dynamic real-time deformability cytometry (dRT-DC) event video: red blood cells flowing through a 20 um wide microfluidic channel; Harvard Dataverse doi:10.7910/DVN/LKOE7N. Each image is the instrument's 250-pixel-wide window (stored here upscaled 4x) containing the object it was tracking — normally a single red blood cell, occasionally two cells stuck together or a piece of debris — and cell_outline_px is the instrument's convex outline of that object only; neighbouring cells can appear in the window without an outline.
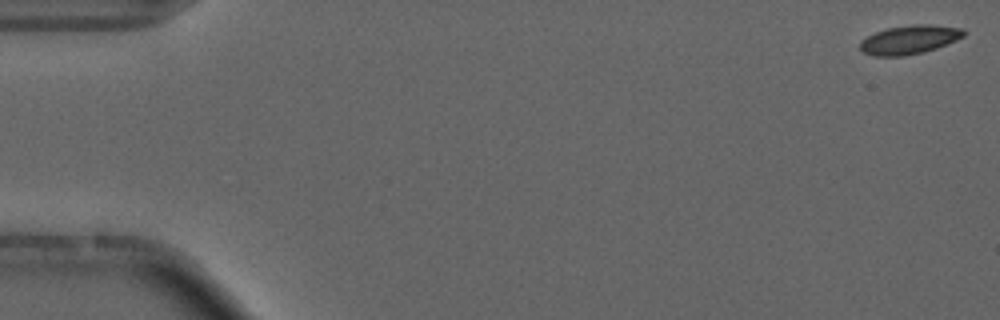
{"species": "common noctule bat (a hibernating species)", "species_latin": "Nyctalus noctula", "temperature_condition": "cold", "stored_images_in_passage": 55, "camera_frame_rate_fps": 3000, "um_per_image_px": 0.085, "animal": {"sex": "male", "forearm_length_mm": 52.5}, "frame": {"image": 1, "passage_image": 1, "time_ms": 0.0, "image_size_px": [1000, 320], "cell_outline_px": [[964, 36], [956, 40], [936, 48], [924, 52], [904, 56], [876, 56], [864, 52], [860, 48], [860, 40], [876, 32], [888, 28], [912, 24], [928, 24], [964, 28]], "centroid_in_image_um": [77.31, 3.37], "position_along_channel_um": 7.7, "area_um2": 17.34}}
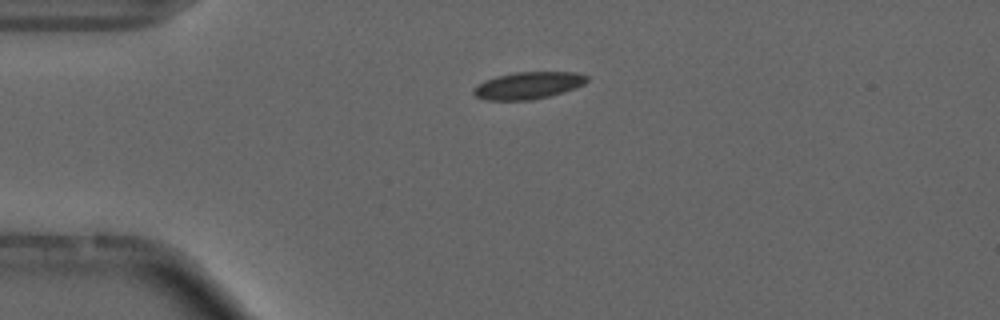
{"frame": {"image": 2, "passage_image": 13, "time_ms": 4.0, "image_size_px": [1000, 320], "cell_outline_px": [[588, 80], [584, 84], [564, 92], [532, 100], [484, 100], [476, 96], [472, 92], [472, 88], [484, 80], [496, 76], [516, 72], [576, 72], [588, 76]], "centroid_in_image_um": [44.87, 7.26], "position_along_channel_um": 40.1, "area_um2": 17.98}, "authors_computed_cell_mechanics": {"area_um2": 17.34, "velocity_mm_per_s": 3.6919, "shape_relaxation_time_tau1_ms": 6.1142, "shape_relaxation_time_tau2_ms": 1.5197, "deformation_change_tau1": 0.1312, "deformation_change_tau2": 0.0585}}